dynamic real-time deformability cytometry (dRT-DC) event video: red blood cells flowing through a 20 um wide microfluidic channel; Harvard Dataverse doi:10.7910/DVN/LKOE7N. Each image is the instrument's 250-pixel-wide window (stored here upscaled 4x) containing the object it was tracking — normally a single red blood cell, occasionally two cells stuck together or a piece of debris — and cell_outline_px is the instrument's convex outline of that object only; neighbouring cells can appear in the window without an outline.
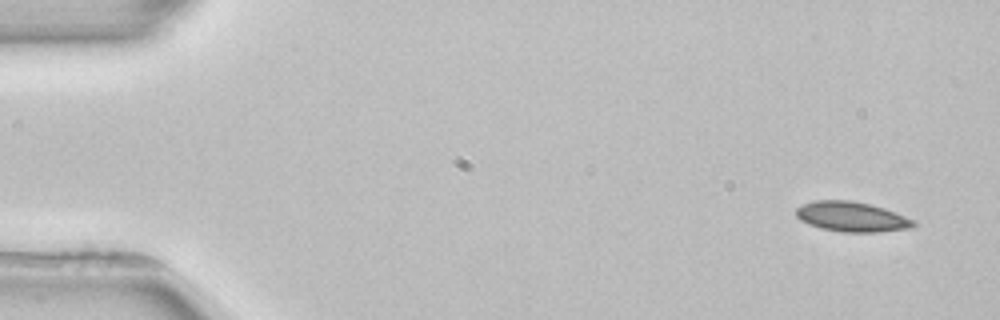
{"species": "common noctule bat (a hibernating species)", "species_latin": "Nyctalus noctula", "temperature_condition": "room temperature", "stored_images_in_passage": 4, "camera_frame_rate_fps": 3000, "um_per_image_px": 0.085, "animal": {"sex": "female", "body_mass_g": 22.7, "forearm_length_mm": 54.2}, "frame": {"image": 1, "passage_image": 1, "time_ms": 0.0, "image_size_px": [1000, 320], "cell_outline_px": [[916, 224], [912, 228], [880, 232], [844, 232], [820, 228], [808, 224], [800, 220], [796, 216], [796, 208], [804, 204], [816, 200], [848, 200], [868, 204], [884, 208], [916, 220]], "centroid_in_image_um": [72.41, 18.43], "position_along_channel_um": 12.6, "area_um2": 20.52}}
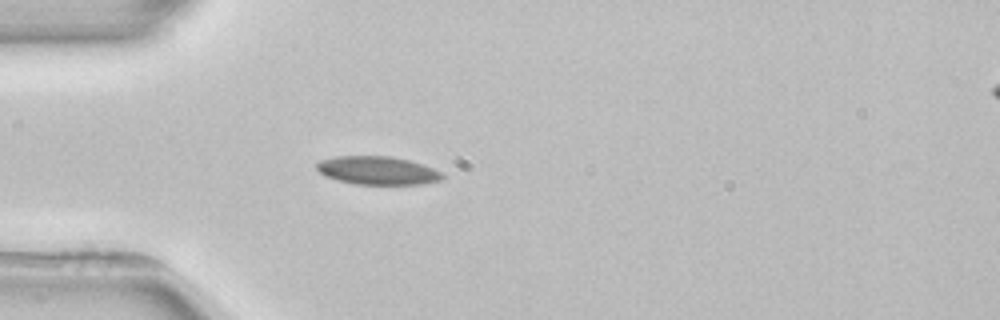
{"frame": {"image": 2, "passage_image": 4, "time_ms": 4.0, "image_size_px": [1000, 320], "cell_outline_px": [[444, 176], [440, 180], [420, 184], [352, 184], [336, 180], [324, 176], [316, 168], [316, 164], [320, 160], [336, 156], [392, 156], [408, 160], [432, 168], [440, 172]], "centroid_in_image_um": [32.02, 14.49], "position_along_channel_um": 53.0, "area_um2": 20.63}}